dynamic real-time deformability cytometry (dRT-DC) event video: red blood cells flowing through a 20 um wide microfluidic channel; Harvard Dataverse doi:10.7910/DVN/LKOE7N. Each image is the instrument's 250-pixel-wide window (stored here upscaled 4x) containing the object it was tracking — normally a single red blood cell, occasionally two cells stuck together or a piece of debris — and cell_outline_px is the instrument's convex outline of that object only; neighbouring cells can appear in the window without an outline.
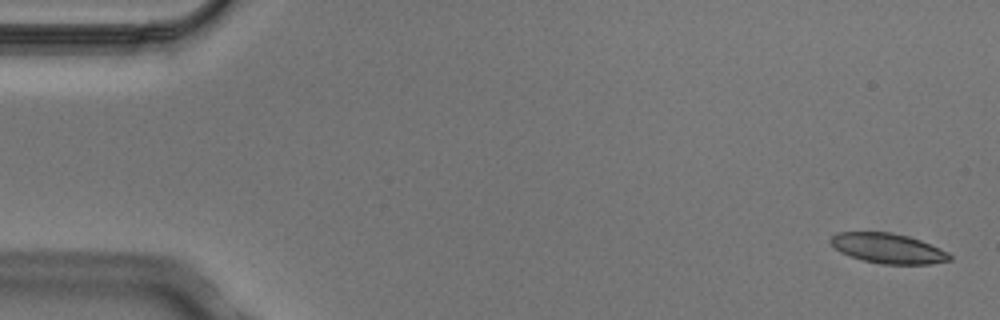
{"species": "Egyptian fruit bat (a non-hibernating species)", "species_latin": "Rousettus aegyptiacus", "temperature_condition": "cold", "stored_images_in_passage": 6, "camera_frame_rate_fps": 3000, "um_per_image_px": 0.085, "animal": {"sex": "male"}, "frame": {"image": 1, "passage_image": 1, "time_ms": 0.0, "image_size_px": [1000, 320], "cell_outline_px": [[952, 260], [928, 264], [884, 264], [864, 260], [840, 252], [828, 240], [836, 232], [892, 232], [908, 236], [920, 240], [940, 248], [948, 252], [952, 256]], "centroid_in_image_um": [75.5, 21.1], "position_along_channel_um": 9.5, "area_um2": 20.69}}
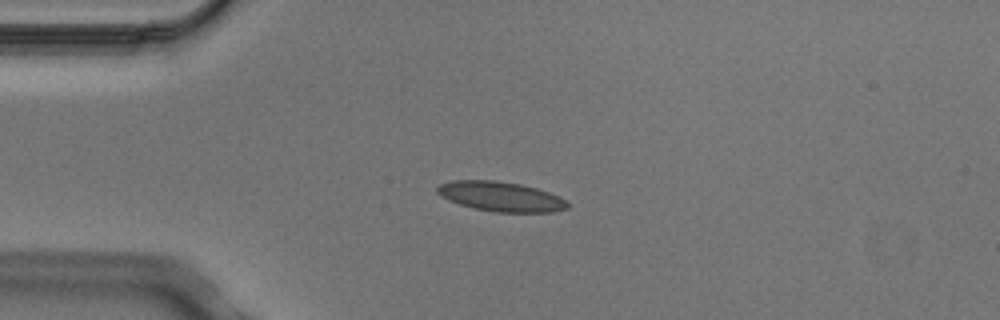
{"frame": {"image": 2, "passage_image": 4, "time_ms": 1.0, "image_size_px": [1000, 320], "cell_outline_px": [[568, 208], [552, 212], [496, 212], [476, 208], [460, 204], [448, 200], [440, 196], [436, 192], [436, 188], [440, 184], [452, 180], [496, 180], [520, 184], [536, 188], [548, 192], [564, 200], [568, 204]], "centroid_in_image_um": [42.52, 16.69], "position_along_channel_um": 42.5, "area_um2": 22.37}}
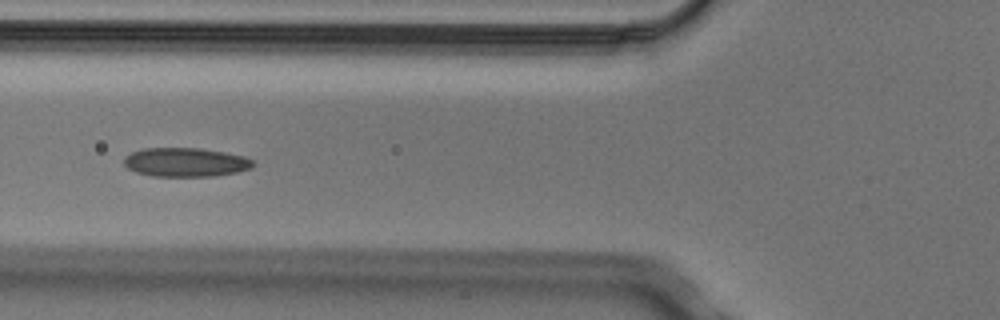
{"frame": {"image": 3, "passage_image": 6, "time_ms": 1.667, "image_size_px": [1000, 320], "cell_outline_px": [[256, 164], [252, 168], [236, 172], [216, 176], [152, 176], [136, 172], [128, 168], [124, 164], [124, 156], [132, 152], [144, 148], [200, 148], [224, 152], [244, 156], [252, 160]], "centroid_in_image_um": [15.78, 13.79], "position_along_channel_um": 110.0, "area_um2": 21.85}}